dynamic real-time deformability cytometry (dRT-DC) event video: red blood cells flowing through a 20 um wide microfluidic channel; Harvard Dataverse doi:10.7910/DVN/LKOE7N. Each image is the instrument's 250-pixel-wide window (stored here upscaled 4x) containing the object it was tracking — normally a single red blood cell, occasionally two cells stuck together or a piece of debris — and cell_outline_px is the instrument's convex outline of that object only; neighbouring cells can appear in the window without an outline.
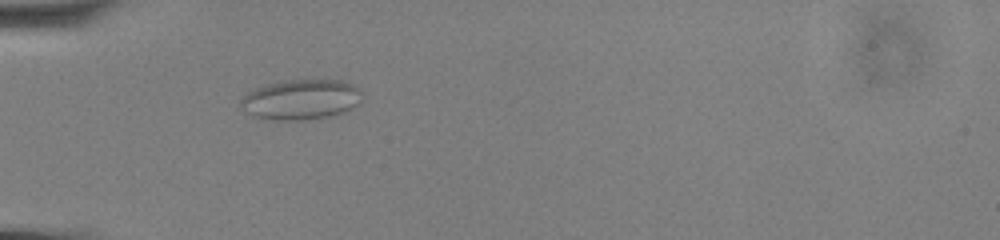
{"species": "common noctule bat (a hibernating species)", "species_latin": "Nyctalus noctula", "temperature_condition": "cold", "stored_images_in_passage": 40, "camera_frame_rate_fps": 3000, "um_per_image_px": 0.085, "animal": {"sex": "male", "body_mass_g": 13.0, "forearm_length_mm": 53.1}, "frame": {"image": 1, "passage_image": 1, "time_ms": 0.0, "image_size_px": [1000, 240], "cell_outline_px": [[364, 96], [360, 104], [336, 116], [308, 120], [272, 120], [252, 116], [240, 104], [240, 100], [248, 92], [256, 88], [268, 84], [284, 80], [344, 80], [360, 88]], "centroid_in_image_um": [25.67, 8.47], "position_along_channel_um": 59.3, "area_um2": 28.9}}
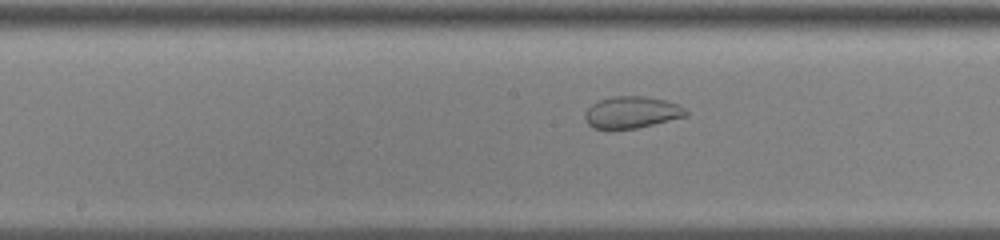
{"frame": {"image": 2, "passage_image": 13, "time_ms": 4.0, "image_size_px": [1000, 240], "cell_outline_px": [[688, 116], [636, 128], [592, 128], [584, 120], [584, 112], [592, 104], [600, 100], [616, 96], [644, 96], [664, 100], [676, 104], [684, 108], [688, 112]], "centroid_in_image_um": [53.68, 9.54], "position_along_channel_um": 194.5, "area_um2": 18.5}}
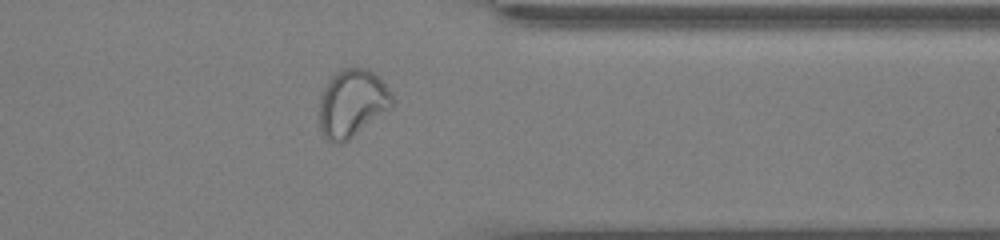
{"frame": {"image": 3, "passage_image": 29, "time_ms": 9.333, "image_size_px": [1000, 240], "cell_outline_px": [[396, 100], [388, 108], [348, 140], [340, 144], [332, 144], [320, 132], [320, 92], [328, 80], [340, 68], [368, 68], [388, 88]], "centroid_in_image_um": [29.88, 8.76], "position_along_channel_um": 381.5, "area_um2": 28.5}}